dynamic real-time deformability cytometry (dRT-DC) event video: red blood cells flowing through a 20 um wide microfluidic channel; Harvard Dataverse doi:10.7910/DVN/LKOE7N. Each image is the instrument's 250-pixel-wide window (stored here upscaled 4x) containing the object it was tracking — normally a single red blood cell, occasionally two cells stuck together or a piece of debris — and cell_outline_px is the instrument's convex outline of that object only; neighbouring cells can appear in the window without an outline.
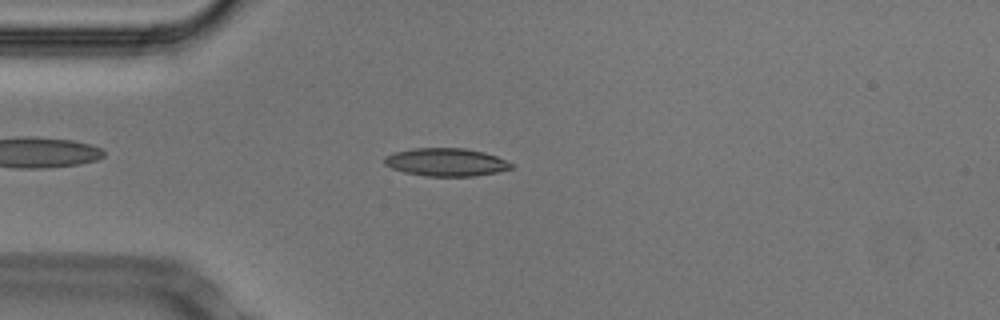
{"species": "Egyptian fruit bat (a non-hibernating species)", "species_latin": "Rousettus aegyptiacus", "temperature_condition": "cold", "stored_images_in_passage": 46, "camera_frame_rate_fps": 3000, "um_per_image_px": 0.085, "animal": {"sex": "male"}, "frame": {"image": 1, "passage_image": 7, "time_ms": 2.0, "image_size_px": [1000, 320], "cell_outline_px": [[512, 168], [496, 172], [472, 176], [424, 176], [404, 172], [392, 168], [384, 164], [384, 156], [396, 152], [412, 148], [464, 148], [484, 152], [496, 156], [512, 164]], "centroid_in_image_um": [37.87, 13.78], "position_along_channel_um": 47.1, "area_um2": 20.52}}
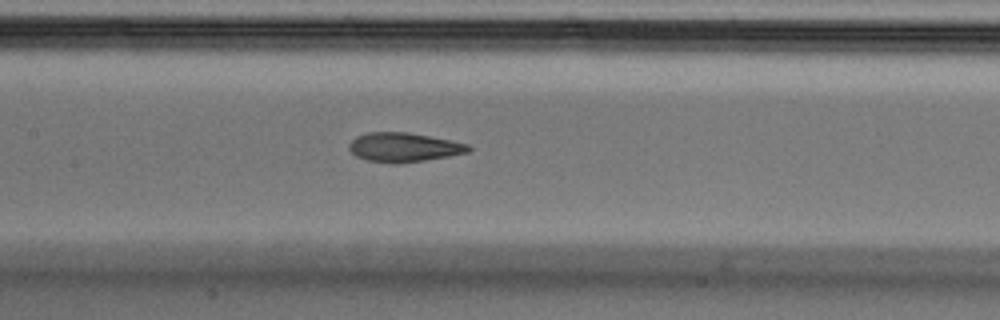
{"frame": {"image": 2, "passage_image": 18, "time_ms": 5.667, "image_size_px": [1000, 320], "cell_outline_px": [[472, 148], [468, 152], [448, 156], [424, 160], [396, 164], [368, 160], [356, 156], [348, 148], [348, 144], [356, 136], [368, 132], [408, 132], [468, 144]], "centroid_in_image_um": [34.29, 12.51], "position_along_channel_um": 173.1, "area_um2": 20.11}}
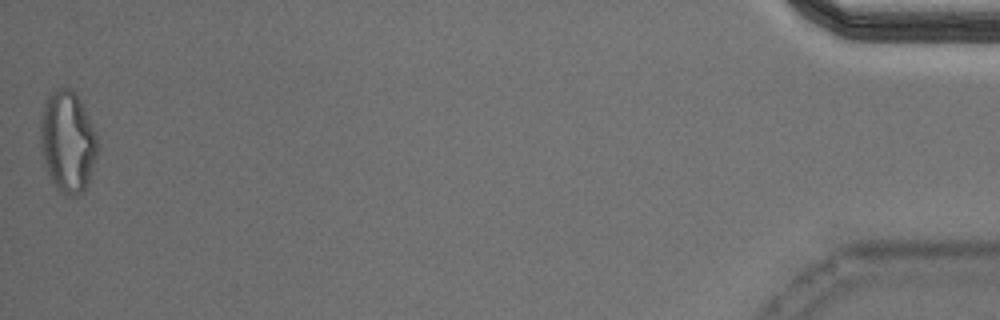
{"frame": {"image": 3, "passage_image": 46, "time_ms": 15.0, "image_size_px": [1000, 320], "cell_outline_px": [[96, 160], [88, 180], [84, 188], [76, 196], [68, 196], [56, 188], [48, 172], [44, 160], [40, 140], [40, 124], [44, 100], [56, 88], [72, 88], [76, 92], [96, 132]], "centroid_in_image_um": [5.73, 11.99], "position_along_channel_um": 429.5, "area_um2": 33.41}, "authors_computed_cell_mechanics": {"area_um2": 20.519, "velocity_mm_per_s": 3.7657, "shape_relaxation_time_tau1_ms": 8.4688, "shape_relaxation_time_tau2_ms": 2.1135, "deformation_change_tau1": 0.2042, "deformation_change_tau2": 0.0875}}